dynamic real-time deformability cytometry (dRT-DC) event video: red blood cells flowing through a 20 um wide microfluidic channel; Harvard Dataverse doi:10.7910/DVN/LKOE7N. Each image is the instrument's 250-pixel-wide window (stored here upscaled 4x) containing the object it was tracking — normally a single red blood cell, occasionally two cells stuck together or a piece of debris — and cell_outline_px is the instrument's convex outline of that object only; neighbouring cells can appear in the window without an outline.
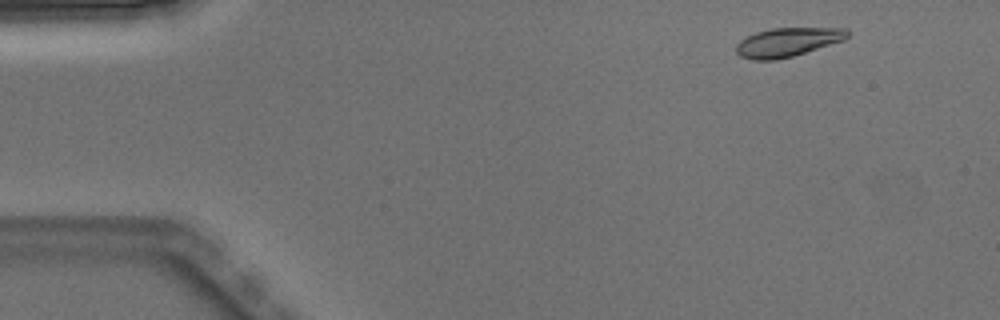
{"species": "Egyptian fruit bat (a non-hibernating species)", "species_latin": "Rousettus aegyptiacus", "temperature_condition": "warm", "stored_images_in_passage": 3, "camera_frame_rate_fps": 3000, "um_per_image_px": 0.085, "animal": {"sex": "male"}, "frame": {"image": 1, "passage_image": 1, "time_ms": 0.0, "image_size_px": [1000, 320], "cell_outline_px": [[848, 36], [844, 40], [792, 56], [776, 60], [752, 60], [740, 56], [736, 52], [736, 44], [740, 40], [756, 32], [772, 28], [848, 28]], "centroid_in_image_um": [66.92, 3.58], "position_along_channel_um": 18.1, "area_um2": 18.61}}